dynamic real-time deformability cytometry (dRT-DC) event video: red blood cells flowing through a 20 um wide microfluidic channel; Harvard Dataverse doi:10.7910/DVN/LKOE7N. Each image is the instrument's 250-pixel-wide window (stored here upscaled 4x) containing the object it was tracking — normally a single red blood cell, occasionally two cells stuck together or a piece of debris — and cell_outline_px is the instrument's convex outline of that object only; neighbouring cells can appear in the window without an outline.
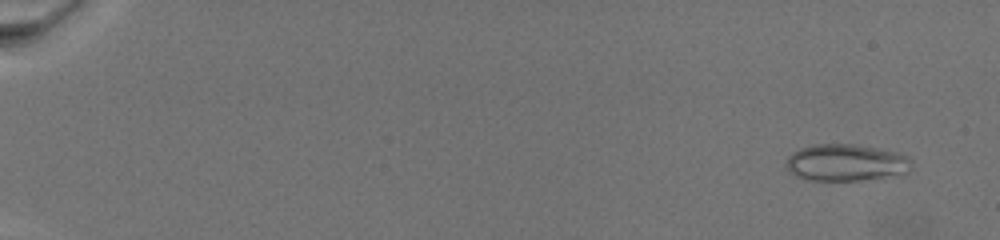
{"species": "common noctule bat (a hibernating species)", "species_latin": "Nyctalus noctula", "temperature_condition": "warm", "stored_images_in_passage": 84, "camera_frame_rate_fps": 3000, "um_per_image_px": 0.085, "animal": {"sex": "female", "body_mass_g": 19.5, "forearm_length_mm": 54.1}, "frame": {"image": 1, "passage_image": 5, "time_ms": 1.333, "image_size_px": [1000, 240], "cell_outline_px": [[912, 168], [908, 172], [860, 180], [804, 180], [788, 172], [784, 164], [788, 156], [792, 152], [800, 148], [816, 144], [852, 144], [896, 152], [908, 156], [912, 160]], "centroid_in_image_um": [71.85, 13.82], "position_along_channel_um": 13.2, "area_um2": 26.93}}
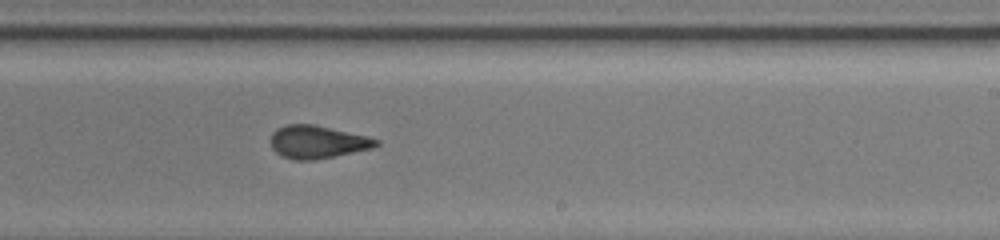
{"frame": {"image": 2, "passage_image": 55, "time_ms": 15.667, "image_size_px": [1000, 240], "cell_outline_px": [[380, 144], [372, 148], [336, 156], [316, 160], [292, 160], [280, 156], [272, 148], [272, 132], [276, 128], [288, 124], [312, 124], [368, 136], [380, 140]], "centroid_in_image_um": [26.98, 12.08], "position_along_channel_um": 262.0, "area_um2": 20.29}}
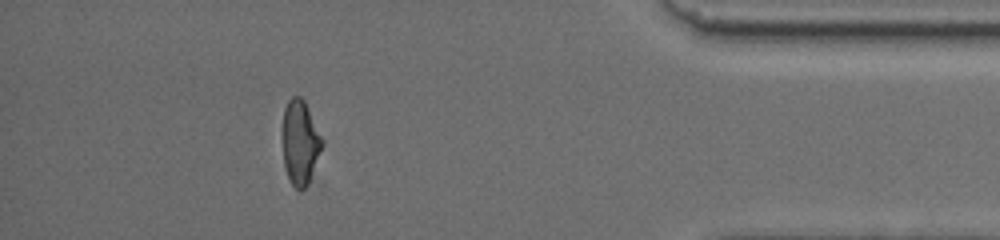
{"frame": {"image": 3, "passage_image": 78, "time_ms": 21.667, "image_size_px": [1000, 240], "cell_outline_px": [[324, 144], [308, 184], [304, 188], [296, 188], [292, 184], [288, 176], [284, 164], [280, 136], [284, 108], [288, 100], [292, 96], [300, 96], [304, 100], [324, 140]], "centroid_in_image_um": [25.49, 12.06], "position_along_channel_um": 409.7, "area_um2": 19.94}}